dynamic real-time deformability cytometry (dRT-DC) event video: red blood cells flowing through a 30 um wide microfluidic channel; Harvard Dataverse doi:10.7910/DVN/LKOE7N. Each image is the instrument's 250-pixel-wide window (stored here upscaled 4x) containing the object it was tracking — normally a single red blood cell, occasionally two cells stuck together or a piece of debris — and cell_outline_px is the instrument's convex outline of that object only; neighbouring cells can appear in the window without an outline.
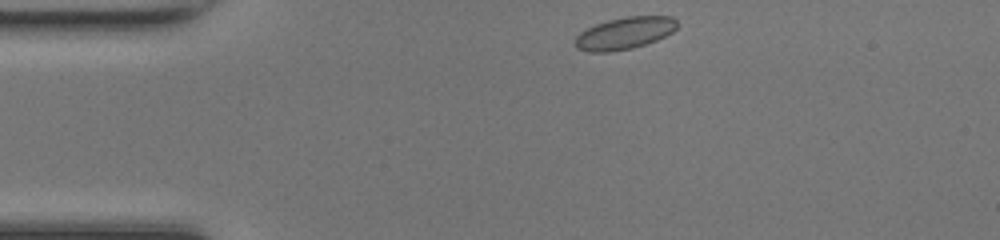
{"species": "common noctule bat (a hibernating species)", "species_latin": "Nyctalus noctula", "temperature_condition": "room temperature", "stored_images_in_passage": 38, "camera_frame_rate_fps": 3000, "um_per_image_px": 0.085, "animal": {"sex": "female", "body_mass_g": 17.0, "forearm_length_mm": 48.0}, "frame": {"image": 1, "passage_image": 1, "time_ms": 0.0, "image_size_px": [1000, 240], "cell_outline_px": [[676, 28], [672, 32], [656, 40], [632, 48], [608, 52], [588, 52], [576, 48], [576, 36], [580, 32], [596, 24], [608, 20], [628, 16], [672, 16], [676, 20]], "centroid_in_image_um": [53.08, 2.82], "position_along_channel_um": 31.9, "area_um2": 18.84}}
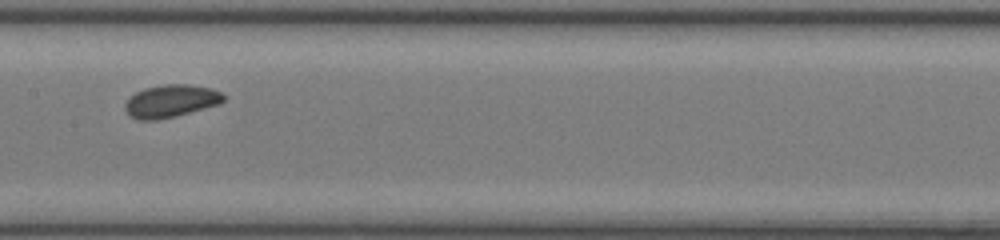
{"frame": {"image": 2, "passage_image": 16, "time_ms": 5.0, "image_size_px": [1000, 240], "cell_outline_px": [[224, 100], [220, 104], [176, 116], [156, 120], [140, 120], [128, 116], [124, 108], [124, 104], [136, 92], [144, 88], [164, 84], [188, 84], [212, 88], [220, 92], [224, 96]], "centroid_in_image_um": [14.51, 8.59], "position_along_channel_um": 192.9, "area_um2": 18.79}}
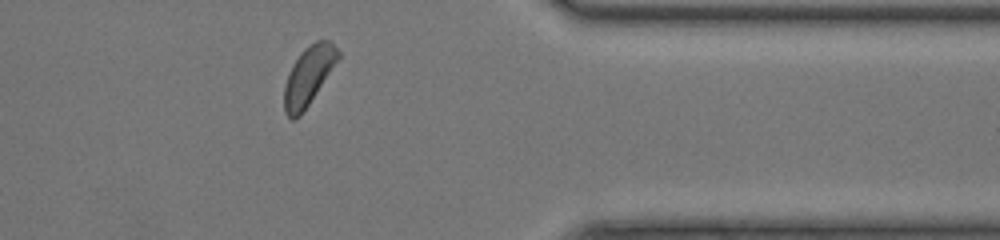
{"frame": {"image": 3, "passage_image": 31, "time_ms": 10.0, "image_size_px": [1000, 240], "cell_outline_px": [[340, 56], [300, 116], [292, 120], [284, 112], [284, 84], [292, 64], [300, 52], [308, 44], [316, 40], [332, 40], [340, 52]], "centroid_in_image_um": [26.2, 6.4], "position_along_channel_um": 385.2, "area_um2": 18.26}}